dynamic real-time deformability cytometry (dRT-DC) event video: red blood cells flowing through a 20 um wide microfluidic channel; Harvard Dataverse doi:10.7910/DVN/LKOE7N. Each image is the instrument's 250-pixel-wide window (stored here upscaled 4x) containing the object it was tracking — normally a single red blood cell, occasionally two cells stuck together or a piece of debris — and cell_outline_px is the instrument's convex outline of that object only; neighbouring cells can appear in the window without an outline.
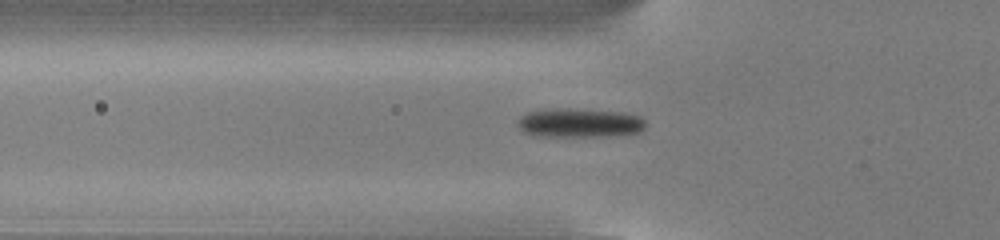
{"species": "common noctule bat (a hibernating species)", "species_latin": "Nyctalus noctula", "temperature_condition": "cold", "stored_images_in_passage": 54, "camera_frame_rate_fps": 3000, "um_per_image_px": 0.085, "animal": {"sex": "male", "body_mass_g": 13.0, "forearm_length_mm": 53.1}, "frame": {"image": 1, "passage_image": 19, "time_ms": 6.0, "image_size_px": [1000, 240], "cell_outline_px": [[644, 128], [640, 132], [616, 136], [536, 136], [524, 132], [520, 128], [520, 116], [528, 112], [544, 108], [568, 108], [624, 112], [640, 116], [644, 120]], "centroid_in_image_um": [49.28, 10.44], "position_along_channel_um": 76.5, "area_um2": 21.85}}
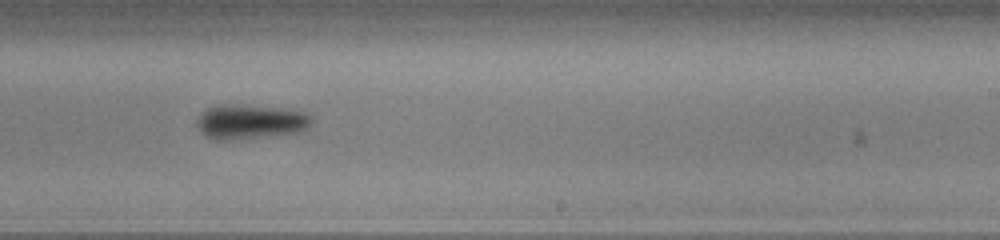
{"frame": {"image": 2, "passage_image": 34, "time_ms": 11.0, "image_size_px": [1000, 240], "cell_outline_px": [[312, 124], [304, 132], [224, 140], [216, 140], [204, 136], [200, 132], [196, 124], [196, 120], [208, 108], [220, 104], [236, 104], [280, 108], [304, 112], [312, 116]], "centroid_in_image_um": [21.29, 10.35], "position_along_channel_um": 267.7, "area_um2": 23.18}}
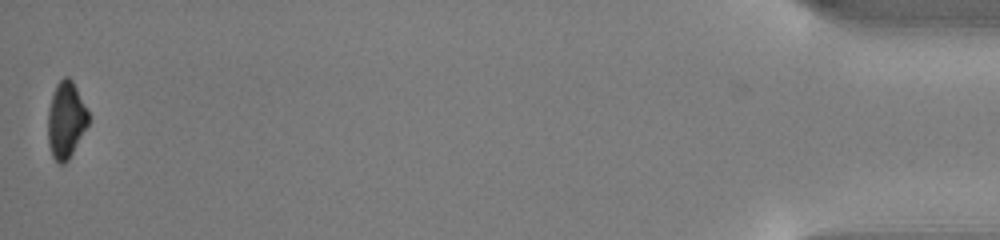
{"frame": {"image": 3, "passage_image": 54, "time_ms": 17.667, "image_size_px": [1000, 240], "cell_outline_px": [[88, 124], [68, 160], [64, 164], [60, 164], [52, 156], [48, 144], [48, 112], [52, 96], [56, 84], [64, 76], [68, 76], [72, 80], [88, 112]], "centroid_in_image_um": [5.59, 10.2], "position_along_channel_um": 429.6, "area_um2": 17.74}, "authors_computed_cell_mechanics": {"area_um2": 20.0855, "velocity_mm_per_s": 3.826, "shape_relaxation_time_tau1_ms": 4.5835, "shape_relaxation_time_tau2_ms": null, "deformation_change_tau1": 0.1193, "deformation_change_tau2": null}}